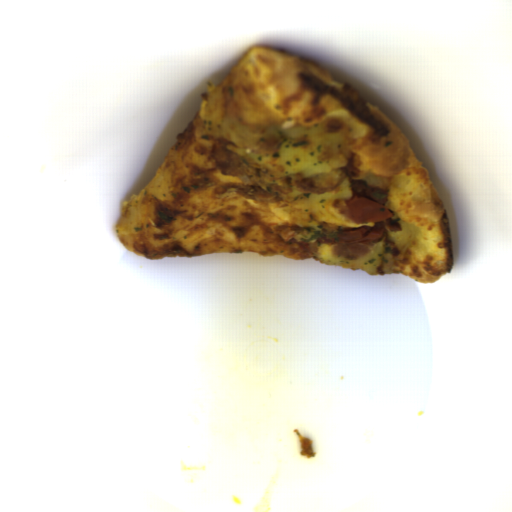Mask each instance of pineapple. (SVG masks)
Wrapping results in <instances>:
<instances>
[{
    "label": "pineapple",
    "instance_id": "2ff11189",
    "mask_svg": "<svg viewBox=\"0 0 512 512\" xmlns=\"http://www.w3.org/2000/svg\"><path fill=\"white\" fill-rule=\"evenodd\" d=\"M255 163L278 174H298L327 189L322 194L303 191L298 186L288 194L293 207L305 210L327 201H350L352 184L343 172L354 158L347 137L331 133L328 122L312 126L262 127L251 154Z\"/></svg>",
    "mask_w": 512,
    "mask_h": 512
}]
</instances>
